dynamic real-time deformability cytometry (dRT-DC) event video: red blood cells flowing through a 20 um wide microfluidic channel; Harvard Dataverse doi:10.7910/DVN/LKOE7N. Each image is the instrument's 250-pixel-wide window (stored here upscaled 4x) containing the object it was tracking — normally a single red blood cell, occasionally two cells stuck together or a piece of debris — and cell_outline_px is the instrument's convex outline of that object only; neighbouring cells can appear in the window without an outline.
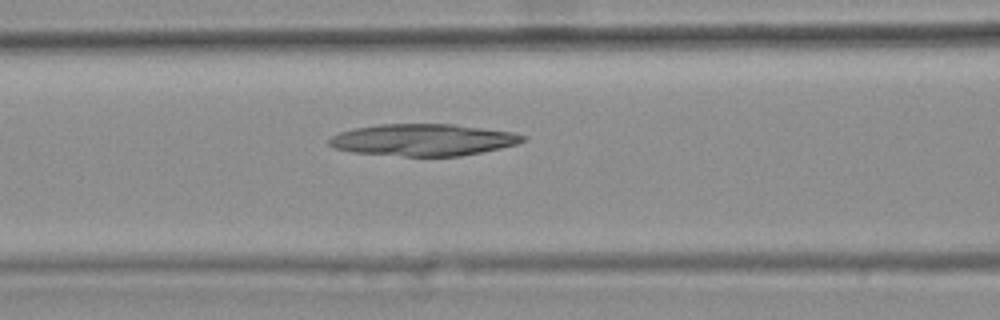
{"species": "common noctule bat (a hibernating species)", "species_latin": "Nyctalus noctula", "temperature_condition": "warm", "stored_images_in_passage": 51, "camera_frame_rate_fps": 3000, "um_per_image_px": 0.085, "animal": {"sex": "female", "body_mass_g": 25.1}, "frame": {"image": 1, "passage_image": 22, "time_ms": 7.0, "image_size_px": [1000, 320], "cell_outline_px": [[524, 140], [516, 144], [500, 148], [460, 156], [404, 156], [352, 152], [336, 148], [328, 144], [328, 140], [332, 136], [340, 132], [356, 128], [380, 124], [452, 124], [516, 132], [524, 136]], "centroid_in_image_um": [35.97, 11.88], "position_along_channel_um": 130.6, "area_um2": 35.72}}